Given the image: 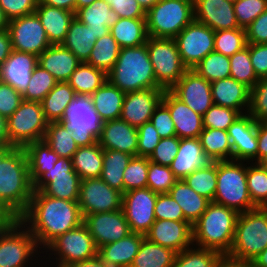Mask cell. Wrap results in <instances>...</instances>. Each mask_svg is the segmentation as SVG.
Wrapping results in <instances>:
<instances>
[{
  "mask_svg": "<svg viewBox=\"0 0 267 267\" xmlns=\"http://www.w3.org/2000/svg\"><path fill=\"white\" fill-rule=\"evenodd\" d=\"M19 220L35 237L43 251L54 239L83 223L78 201L53 198L33 191L27 210Z\"/></svg>",
  "mask_w": 267,
  "mask_h": 267,
  "instance_id": "1",
  "label": "cell"
},
{
  "mask_svg": "<svg viewBox=\"0 0 267 267\" xmlns=\"http://www.w3.org/2000/svg\"><path fill=\"white\" fill-rule=\"evenodd\" d=\"M238 215L234 209L210 202L192 225L193 245L228 255L233 245Z\"/></svg>",
  "mask_w": 267,
  "mask_h": 267,
  "instance_id": "2",
  "label": "cell"
},
{
  "mask_svg": "<svg viewBox=\"0 0 267 267\" xmlns=\"http://www.w3.org/2000/svg\"><path fill=\"white\" fill-rule=\"evenodd\" d=\"M107 80L124 93L161 88L156 82L147 42L137 47L120 48Z\"/></svg>",
  "mask_w": 267,
  "mask_h": 267,
  "instance_id": "3",
  "label": "cell"
},
{
  "mask_svg": "<svg viewBox=\"0 0 267 267\" xmlns=\"http://www.w3.org/2000/svg\"><path fill=\"white\" fill-rule=\"evenodd\" d=\"M33 194L23 148H14L0 163V200L19 218Z\"/></svg>",
  "mask_w": 267,
  "mask_h": 267,
  "instance_id": "4",
  "label": "cell"
},
{
  "mask_svg": "<svg viewBox=\"0 0 267 267\" xmlns=\"http://www.w3.org/2000/svg\"><path fill=\"white\" fill-rule=\"evenodd\" d=\"M41 253L35 237L19 219L0 224V267H43Z\"/></svg>",
  "mask_w": 267,
  "mask_h": 267,
  "instance_id": "5",
  "label": "cell"
},
{
  "mask_svg": "<svg viewBox=\"0 0 267 267\" xmlns=\"http://www.w3.org/2000/svg\"><path fill=\"white\" fill-rule=\"evenodd\" d=\"M213 202L238 213L257 208L248 192L245 161H217V188Z\"/></svg>",
  "mask_w": 267,
  "mask_h": 267,
  "instance_id": "6",
  "label": "cell"
},
{
  "mask_svg": "<svg viewBox=\"0 0 267 267\" xmlns=\"http://www.w3.org/2000/svg\"><path fill=\"white\" fill-rule=\"evenodd\" d=\"M267 248V208L239 213L229 256L251 261Z\"/></svg>",
  "mask_w": 267,
  "mask_h": 267,
  "instance_id": "7",
  "label": "cell"
},
{
  "mask_svg": "<svg viewBox=\"0 0 267 267\" xmlns=\"http://www.w3.org/2000/svg\"><path fill=\"white\" fill-rule=\"evenodd\" d=\"M97 251L93 237L86 225L82 223L80 226L54 239L42 251V254L46 252L45 254L47 255V257L44 254L42 255L46 259H42V264L45 267L47 265L48 267H68L73 263L95 257Z\"/></svg>",
  "mask_w": 267,
  "mask_h": 267,
  "instance_id": "8",
  "label": "cell"
},
{
  "mask_svg": "<svg viewBox=\"0 0 267 267\" xmlns=\"http://www.w3.org/2000/svg\"><path fill=\"white\" fill-rule=\"evenodd\" d=\"M194 20V0H159L147 13L148 36L174 39Z\"/></svg>",
  "mask_w": 267,
  "mask_h": 267,
  "instance_id": "9",
  "label": "cell"
},
{
  "mask_svg": "<svg viewBox=\"0 0 267 267\" xmlns=\"http://www.w3.org/2000/svg\"><path fill=\"white\" fill-rule=\"evenodd\" d=\"M61 122L71 131L78 147L94 145L102 133L103 121L93 108L91 96L76 95Z\"/></svg>",
  "mask_w": 267,
  "mask_h": 267,
  "instance_id": "10",
  "label": "cell"
},
{
  "mask_svg": "<svg viewBox=\"0 0 267 267\" xmlns=\"http://www.w3.org/2000/svg\"><path fill=\"white\" fill-rule=\"evenodd\" d=\"M8 135L15 148H24L35 141H41L47 130L41 102L22 101L7 119Z\"/></svg>",
  "mask_w": 267,
  "mask_h": 267,
  "instance_id": "11",
  "label": "cell"
},
{
  "mask_svg": "<svg viewBox=\"0 0 267 267\" xmlns=\"http://www.w3.org/2000/svg\"><path fill=\"white\" fill-rule=\"evenodd\" d=\"M147 51L157 84L164 90H170L188 70L181 60L175 40L149 36Z\"/></svg>",
  "mask_w": 267,
  "mask_h": 267,
  "instance_id": "12",
  "label": "cell"
},
{
  "mask_svg": "<svg viewBox=\"0 0 267 267\" xmlns=\"http://www.w3.org/2000/svg\"><path fill=\"white\" fill-rule=\"evenodd\" d=\"M80 182V177L73 169L72 159L59 157L54 167L33 183V191H41L57 199L78 201Z\"/></svg>",
  "mask_w": 267,
  "mask_h": 267,
  "instance_id": "13",
  "label": "cell"
},
{
  "mask_svg": "<svg viewBox=\"0 0 267 267\" xmlns=\"http://www.w3.org/2000/svg\"><path fill=\"white\" fill-rule=\"evenodd\" d=\"M215 31L193 20L175 38L183 64L193 69L203 58L214 51Z\"/></svg>",
  "mask_w": 267,
  "mask_h": 267,
  "instance_id": "14",
  "label": "cell"
},
{
  "mask_svg": "<svg viewBox=\"0 0 267 267\" xmlns=\"http://www.w3.org/2000/svg\"><path fill=\"white\" fill-rule=\"evenodd\" d=\"M12 50L41 55L51 43L36 13L12 19L8 23Z\"/></svg>",
  "mask_w": 267,
  "mask_h": 267,
  "instance_id": "15",
  "label": "cell"
},
{
  "mask_svg": "<svg viewBox=\"0 0 267 267\" xmlns=\"http://www.w3.org/2000/svg\"><path fill=\"white\" fill-rule=\"evenodd\" d=\"M158 193L148 187L123 193L122 210L133 233L145 235L156 221L154 207Z\"/></svg>",
  "mask_w": 267,
  "mask_h": 267,
  "instance_id": "16",
  "label": "cell"
},
{
  "mask_svg": "<svg viewBox=\"0 0 267 267\" xmlns=\"http://www.w3.org/2000/svg\"><path fill=\"white\" fill-rule=\"evenodd\" d=\"M123 193L110 187L100 177L81 180L78 205L85 215L122 209Z\"/></svg>",
  "mask_w": 267,
  "mask_h": 267,
  "instance_id": "17",
  "label": "cell"
},
{
  "mask_svg": "<svg viewBox=\"0 0 267 267\" xmlns=\"http://www.w3.org/2000/svg\"><path fill=\"white\" fill-rule=\"evenodd\" d=\"M83 223L93 237L97 249L131 233L122 209L85 215Z\"/></svg>",
  "mask_w": 267,
  "mask_h": 267,
  "instance_id": "18",
  "label": "cell"
},
{
  "mask_svg": "<svg viewBox=\"0 0 267 267\" xmlns=\"http://www.w3.org/2000/svg\"><path fill=\"white\" fill-rule=\"evenodd\" d=\"M170 91L201 116L214 104L211 83L194 69H188Z\"/></svg>",
  "mask_w": 267,
  "mask_h": 267,
  "instance_id": "19",
  "label": "cell"
},
{
  "mask_svg": "<svg viewBox=\"0 0 267 267\" xmlns=\"http://www.w3.org/2000/svg\"><path fill=\"white\" fill-rule=\"evenodd\" d=\"M232 160L257 163V121L248 113L239 116L227 129Z\"/></svg>",
  "mask_w": 267,
  "mask_h": 267,
  "instance_id": "20",
  "label": "cell"
},
{
  "mask_svg": "<svg viewBox=\"0 0 267 267\" xmlns=\"http://www.w3.org/2000/svg\"><path fill=\"white\" fill-rule=\"evenodd\" d=\"M145 238L179 253L193 246V229L187 221L156 220Z\"/></svg>",
  "mask_w": 267,
  "mask_h": 267,
  "instance_id": "21",
  "label": "cell"
},
{
  "mask_svg": "<svg viewBox=\"0 0 267 267\" xmlns=\"http://www.w3.org/2000/svg\"><path fill=\"white\" fill-rule=\"evenodd\" d=\"M162 88L145 89L126 93L120 119L138 128L150 121L155 108L162 101Z\"/></svg>",
  "mask_w": 267,
  "mask_h": 267,
  "instance_id": "22",
  "label": "cell"
},
{
  "mask_svg": "<svg viewBox=\"0 0 267 267\" xmlns=\"http://www.w3.org/2000/svg\"><path fill=\"white\" fill-rule=\"evenodd\" d=\"M194 20L214 31L240 28L233 3L226 0H194Z\"/></svg>",
  "mask_w": 267,
  "mask_h": 267,
  "instance_id": "23",
  "label": "cell"
},
{
  "mask_svg": "<svg viewBox=\"0 0 267 267\" xmlns=\"http://www.w3.org/2000/svg\"><path fill=\"white\" fill-rule=\"evenodd\" d=\"M171 114L176 136L179 139L198 138L203 131L202 116L178 99L170 90H165L161 101Z\"/></svg>",
  "mask_w": 267,
  "mask_h": 267,
  "instance_id": "24",
  "label": "cell"
},
{
  "mask_svg": "<svg viewBox=\"0 0 267 267\" xmlns=\"http://www.w3.org/2000/svg\"><path fill=\"white\" fill-rule=\"evenodd\" d=\"M137 128L126 121L115 119L103 122L102 133L98 139L103 149H112L137 156Z\"/></svg>",
  "mask_w": 267,
  "mask_h": 267,
  "instance_id": "25",
  "label": "cell"
},
{
  "mask_svg": "<svg viewBox=\"0 0 267 267\" xmlns=\"http://www.w3.org/2000/svg\"><path fill=\"white\" fill-rule=\"evenodd\" d=\"M37 65L38 56L12 50L9 57L0 66L1 80L23 94Z\"/></svg>",
  "mask_w": 267,
  "mask_h": 267,
  "instance_id": "26",
  "label": "cell"
},
{
  "mask_svg": "<svg viewBox=\"0 0 267 267\" xmlns=\"http://www.w3.org/2000/svg\"><path fill=\"white\" fill-rule=\"evenodd\" d=\"M212 162L204 152L199 138H186L179 139L177 155L169 167L180 180L197 169L206 168Z\"/></svg>",
  "mask_w": 267,
  "mask_h": 267,
  "instance_id": "27",
  "label": "cell"
},
{
  "mask_svg": "<svg viewBox=\"0 0 267 267\" xmlns=\"http://www.w3.org/2000/svg\"><path fill=\"white\" fill-rule=\"evenodd\" d=\"M213 103L218 106L237 110L247 114L250 104V88L232 77L211 83Z\"/></svg>",
  "mask_w": 267,
  "mask_h": 267,
  "instance_id": "28",
  "label": "cell"
},
{
  "mask_svg": "<svg viewBox=\"0 0 267 267\" xmlns=\"http://www.w3.org/2000/svg\"><path fill=\"white\" fill-rule=\"evenodd\" d=\"M145 235L131 232L123 239L98 248L97 255L108 267H130Z\"/></svg>",
  "mask_w": 267,
  "mask_h": 267,
  "instance_id": "29",
  "label": "cell"
},
{
  "mask_svg": "<svg viewBox=\"0 0 267 267\" xmlns=\"http://www.w3.org/2000/svg\"><path fill=\"white\" fill-rule=\"evenodd\" d=\"M81 61L61 44L51 45L38 56V65L47 70L58 82H67Z\"/></svg>",
  "mask_w": 267,
  "mask_h": 267,
  "instance_id": "30",
  "label": "cell"
},
{
  "mask_svg": "<svg viewBox=\"0 0 267 267\" xmlns=\"http://www.w3.org/2000/svg\"><path fill=\"white\" fill-rule=\"evenodd\" d=\"M35 13L40 18L51 45L62 44L75 13L62 8L44 5L40 1L37 4Z\"/></svg>",
  "mask_w": 267,
  "mask_h": 267,
  "instance_id": "31",
  "label": "cell"
},
{
  "mask_svg": "<svg viewBox=\"0 0 267 267\" xmlns=\"http://www.w3.org/2000/svg\"><path fill=\"white\" fill-rule=\"evenodd\" d=\"M75 17L90 27L97 39L110 33V28L119 20L104 0H95L91 5L78 9Z\"/></svg>",
  "mask_w": 267,
  "mask_h": 267,
  "instance_id": "32",
  "label": "cell"
},
{
  "mask_svg": "<svg viewBox=\"0 0 267 267\" xmlns=\"http://www.w3.org/2000/svg\"><path fill=\"white\" fill-rule=\"evenodd\" d=\"M168 194L179 204L187 222L193 225L206 211L210 201L197 194L183 180H177Z\"/></svg>",
  "mask_w": 267,
  "mask_h": 267,
  "instance_id": "33",
  "label": "cell"
},
{
  "mask_svg": "<svg viewBox=\"0 0 267 267\" xmlns=\"http://www.w3.org/2000/svg\"><path fill=\"white\" fill-rule=\"evenodd\" d=\"M125 95L108 80L91 95L93 108L103 122L120 119Z\"/></svg>",
  "mask_w": 267,
  "mask_h": 267,
  "instance_id": "34",
  "label": "cell"
},
{
  "mask_svg": "<svg viewBox=\"0 0 267 267\" xmlns=\"http://www.w3.org/2000/svg\"><path fill=\"white\" fill-rule=\"evenodd\" d=\"M96 41L97 38L90 27L74 17L61 45L69 49L81 62H87Z\"/></svg>",
  "mask_w": 267,
  "mask_h": 267,
  "instance_id": "35",
  "label": "cell"
},
{
  "mask_svg": "<svg viewBox=\"0 0 267 267\" xmlns=\"http://www.w3.org/2000/svg\"><path fill=\"white\" fill-rule=\"evenodd\" d=\"M110 33L120 48L143 45L149 37L146 18H119L110 28Z\"/></svg>",
  "mask_w": 267,
  "mask_h": 267,
  "instance_id": "36",
  "label": "cell"
},
{
  "mask_svg": "<svg viewBox=\"0 0 267 267\" xmlns=\"http://www.w3.org/2000/svg\"><path fill=\"white\" fill-rule=\"evenodd\" d=\"M103 148L99 143L78 147L72 157L74 171L81 180L100 177L102 173Z\"/></svg>",
  "mask_w": 267,
  "mask_h": 267,
  "instance_id": "37",
  "label": "cell"
},
{
  "mask_svg": "<svg viewBox=\"0 0 267 267\" xmlns=\"http://www.w3.org/2000/svg\"><path fill=\"white\" fill-rule=\"evenodd\" d=\"M28 161L30 181L33 184L47 170L52 169L59 156L44 140L35 141L23 148Z\"/></svg>",
  "mask_w": 267,
  "mask_h": 267,
  "instance_id": "38",
  "label": "cell"
},
{
  "mask_svg": "<svg viewBox=\"0 0 267 267\" xmlns=\"http://www.w3.org/2000/svg\"><path fill=\"white\" fill-rule=\"evenodd\" d=\"M75 90L67 82H58L41 101L45 119L48 122H59L69 103L74 100Z\"/></svg>",
  "mask_w": 267,
  "mask_h": 267,
  "instance_id": "39",
  "label": "cell"
},
{
  "mask_svg": "<svg viewBox=\"0 0 267 267\" xmlns=\"http://www.w3.org/2000/svg\"><path fill=\"white\" fill-rule=\"evenodd\" d=\"M132 157L121 151L103 149V168L100 178L110 187L124 193L123 174Z\"/></svg>",
  "mask_w": 267,
  "mask_h": 267,
  "instance_id": "40",
  "label": "cell"
},
{
  "mask_svg": "<svg viewBox=\"0 0 267 267\" xmlns=\"http://www.w3.org/2000/svg\"><path fill=\"white\" fill-rule=\"evenodd\" d=\"M176 252L143 239L130 267H173Z\"/></svg>",
  "mask_w": 267,
  "mask_h": 267,
  "instance_id": "41",
  "label": "cell"
},
{
  "mask_svg": "<svg viewBox=\"0 0 267 267\" xmlns=\"http://www.w3.org/2000/svg\"><path fill=\"white\" fill-rule=\"evenodd\" d=\"M107 81V74L86 62L76 68L67 83L75 90L77 95L91 96Z\"/></svg>",
  "mask_w": 267,
  "mask_h": 267,
  "instance_id": "42",
  "label": "cell"
},
{
  "mask_svg": "<svg viewBox=\"0 0 267 267\" xmlns=\"http://www.w3.org/2000/svg\"><path fill=\"white\" fill-rule=\"evenodd\" d=\"M198 138L204 152L213 162L232 160V146L227 131L203 128Z\"/></svg>",
  "mask_w": 267,
  "mask_h": 267,
  "instance_id": "43",
  "label": "cell"
},
{
  "mask_svg": "<svg viewBox=\"0 0 267 267\" xmlns=\"http://www.w3.org/2000/svg\"><path fill=\"white\" fill-rule=\"evenodd\" d=\"M43 140L59 157L72 159L78 146L71 131L61 122H48Z\"/></svg>",
  "mask_w": 267,
  "mask_h": 267,
  "instance_id": "44",
  "label": "cell"
},
{
  "mask_svg": "<svg viewBox=\"0 0 267 267\" xmlns=\"http://www.w3.org/2000/svg\"><path fill=\"white\" fill-rule=\"evenodd\" d=\"M120 47L111 33L98 38L86 62L108 74L119 56Z\"/></svg>",
  "mask_w": 267,
  "mask_h": 267,
  "instance_id": "45",
  "label": "cell"
},
{
  "mask_svg": "<svg viewBox=\"0 0 267 267\" xmlns=\"http://www.w3.org/2000/svg\"><path fill=\"white\" fill-rule=\"evenodd\" d=\"M246 177L253 204L267 208V167L263 163L246 162Z\"/></svg>",
  "mask_w": 267,
  "mask_h": 267,
  "instance_id": "46",
  "label": "cell"
},
{
  "mask_svg": "<svg viewBox=\"0 0 267 267\" xmlns=\"http://www.w3.org/2000/svg\"><path fill=\"white\" fill-rule=\"evenodd\" d=\"M197 194L213 202L217 188V162L195 170L183 179Z\"/></svg>",
  "mask_w": 267,
  "mask_h": 267,
  "instance_id": "47",
  "label": "cell"
},
{
  "mask_svg": "<svg viewBox=\"0 0 267 267\" xmlns=\"http://www.w3.org/2000/svg\"><path fill=\"white\" fill-rule=\"evenodd\" d=\"M193 69L201 77L212 83L230 77V58L213 51L203 58Z\"/></svg>",
  "mask_w": 267,
  "mask_h": 267,
  "instance_id": "48",
  "label": "cell"
},
{
  "mask_svg": "<svg viewBox=\"0 0 267 267\" xmlns=\"http://www.w3.org/2000/svg\"><path fill=\"white\" fill-rule=\"evenodd\" d=\"M221 254L215 250L189 247L176 253L173 267H215Z\"/></svg>",
  "mask_w": 267,
  "mask_h": 267,
  "instance_id": "49",
  "label": "cell"
},
{
  "mask_svg": "<svg viewBox=\"0 0 267 267\" xmlns=\"http://www.w3.org/2000/svg\"><path fill=\"white\" fill-rule=\"evenodd\" d=\"M230 58V77L250 89L259 81L250 59V44L234 53Z\"/></svg>",
  "mask_w": 267,
  "mask_h": 267,
  "instance_id": "50",
  "label": "cell"
},
{
  "mask_svg": "<svg viewBox=\"0 0 267 267\" xmlns=\"http://www.w3.org/2000/svg\"><path fill=\"white\" fill-rule=\"evenodd\" d=\"M57 83L53 75L37 65L22 98L24 101L41 102Z\"/></svg>",
  "mask_w": 267,
  "mask_h": 267,
  "instance_id": "51",
  "label": "cell"
},
{
  "mask_svg": "<svg viewBox=\"0 0 267 267\" xmlns=\"http://www.w3.org/2000/svg\"><path fill=\"white\" fill-rule=\"evenodd\" d=\"M246 46V30L244 28L215 31L214 51L218 53L230 57Z\"/></svg>",
  "mask_w": 267,
  "mask_h": 267,
  "instance_id": "52",
  "label": "cell"
},
{
  "mask_svg": "<svg viewBox=\"0 0 267 267\" xmlns=\"http://www.w3.org/2000/svg\"><path fill=\"white\" fill-rule=\"evenodd\" d=\"M148 167V157H132L123 174L124 193L133 189L147 187Z\"/></svg>",
  "mask_w": 267,
  "mask_h": 267,
  "instance_id": "53",
  "label": "cell"
},
{
  "mask_svg": "<svg viewBox=\"0 0 267 267\" xmlns=\"http://www.w3.org/2000/svg\"><path fill=\"white\" fill-rule=\"evenodd\" d=\"M178 179L169 166L149 161L147 187L156 193H168Z\"/></svg>",
  "mask_w": 267,
  "mask_h": 267,
  "instance_id": "54",
  "label": "cell"
},
{
  "mask_svg": "<svg viewBox=\"0 0 267 267\" xmlns=\"http://www.w3.org/2000/svg\"><path fill=\"white\" fill-rule=\"evenodd\" d=\"M239 116L241 114L235 109L213 104L202 116L203 128L227 131Z\"/></svg>",
  "mask_w": 267,
  "mask_h": 267,
  "instance_id": "55",
  "label": "cell"
},
{
  "mask_svg": "<svg viewBox=\"0 0 267 267\" xmlns=\"http://www.w3.org/2000/svg\"><path fill=\"white\" fill-rule=\"evenodd\" d=\"M233 8L237 24L245 29L267 9V0H237Z\"/></svg>",
  "mask_w": 267,
  "mask_h": 267,
  "instance_id": "56",
  "label": "cell"
},
{
  "mask_svg": "<svg viewBox=\"0 0 267 267\" xmlns=\"http://www.w3.org/2000/svg\"><path fill=\"white\" fill-rule=\"evenodd\" d=\"M248 114L257 122L267 118V77L250 89V104Z\"/></svg>",
  "mask_w": 267,
  "mask_h": 267,
  "instance_id": "57",
  "label": "cell"
},
{
  "mask_svg": "<svg viewBox=\"0 0 267 267\" xmlns=\"http://www.w3.org/2000/svg\"><path fill=\"white\" fill-rule=\"evenodd\" d=\"M154 212L156 220L186 221L181 207L168 193L158 194Z\"/></svg>",
  "mask_w": 267,
  "mask_h": 267,
  "instance_id": "58",
  "label": "cell"
},
{
  "mask_svg": "<svg viewBox=\"0 0 267 267\" xmlns=\"http://www.w3.org/2000/svg\"><path fill=\"white\" fill-rule=\"evenodd\" d=\"M137 132V156L149 158L161 139L157 129L153 126L151 121H148L139 126Z\"/></svg>",
  "mask_w": 267,
  "mask_h": 267,
  "instance_id": "59",
  "label": "cell"
},
{
  "mask_svg": "<svg viewBox=\"0 0 267 267\" xmlns=\"http://www.w3.org/2000/svg\"><path fill=\"white\" fill-rule=\"evenodd\" d=\"M178 148L179 138L177 136L162 138L149 157V161L163 166H170L177 155Z\"/></svg>",
  "mask_w": 267,
  "mask_h": 267,
  "instance_id": "60",
  "label": "cell"
},
{
  "mask_svg": "<svg viewBox=\"0 0 267 267\" xmlns=\"http://www.w3.org/2000/svg\"><path fill=\"white\" fill-rule=\"evenodd\" d=\"M150 121L157 129L161 139L176 136L174 122L171 119L169 109L162 102L155 108Z\"/></svg>",
  "mask_w": 267,
  "mask_h": 267,
  "instance_id": "61",
  "label": "cell"
},
{
  "mask_svg": "<svg viewBox=\"0 0 267 267\" xmlns=\"http://www.w3.org/2000/svg\"><path fill=\"white\" fill-rule=\"evenodd\" d=\"M39 0H0L6 18L12 19L35 13Z\"/></svg>",
  "mask_w": 267,
  "mask_h": 267,
  "instance_id": "62",
  "label": "cell"
},
{
  "mask_svg": "<svg viewBox=\"0 0 267 267\" xmlns=\"http://www.w3.org/2000/svg\"><path fill=\"white\" fill-rule=\"evenodd\" d=\"M23 101L22 94L7 83H0V114L9 118Z\"/></svg>",
  "mask_w": 267,
  "mask_h": 267,
  "instance_id": "63",
  "label": "cell"
},
{
  "mask_svg": "<svg viewBox=\"0 0 267 267\" xmlns=\"http://www.w3.org/2000/svg\"><path fill=\"white\" fill-rule=\"evenodd\" d=\"M119 18H146V12L137 0H104Z\"/></svg>",
  "mask_w": 267,
  "mask_h": 267,
  "instance_id": "64",
  "label": "cell"
},
{
  "mask_svg": "<svg viewBox=\"0 0 267 267\" xmlns=\"http://www.w3.org/2000/svg\"><path fill=\"white\" fill-rule=\"evenodd\" d=\"M245 30L247 44L267 43V9L247 26Z\"/></svg>",
  "mask_w": 267,
  "mask_h": 267,
  "instance_id": "65",
  "label": "cell"
},
{
  "mask_svg": "<svg viewBox=\"0 0 267 267\" xmlns=\"http://www.w3.org/2000/svg\"><path fill=\"white\" fill-rule=\"evenodd\" d=\"M250 59L256 76L259 79L267 77V43L250 44Z\"/></svg>",
  "mask_w": 267,
  "mask_h": 267,
  "instance_id": "66",
  "label": "cell"
},
{
  "mask_svg": "<svg viewBox=\"0 0 267 267\" xmlns=\"http://www.w3.org/2000/svg\"><path fill=\"white\" fill-rule=\"evenodd\" d=\"M257 163H263L267 159V126L263 122H257Z\"/></svg>",
  "mask_w": 267,
  "mask_h": 267,
  "instance_id": "67",
  "label": "cell"
},
{
  "mask_svg": "<svg viewBox=\"0 0 267 267\" xmlns=\"http://www.w3.org/2000/svg\"><path fill=\"white\" fill-rule=\"evenodd\" d=\"M15 147H0V163ZM19 219L1 200H0V222H11Z\"/></svg>",
  "mask_w": 267,
  "mask_h": 267,
  "instance_id": "68",
  "label": "cell"
},
{
  "mask_svg": "<svg viewBox=\"0 0 267 267\" xmlns=\"http://www.w3.org/2000/svg\"><path fill=\"white\" fill-rule=\"evenodd\" d=\"M12 51L11 39L7 29L0 30V66Z\"/></svg>",
  "mask_w": 267,
  "mask_h": 267,
  "instance_id": "69",
  "label": "cell"
},
{
  "mask_svg": "<svg viewBox=\"0 0 267 267\" xmlns=\"http://www.w3.org/2000/svg\"><path fill=\"white\" fill-rule=\"evenodd\" d=\"M215 267H253L251 261L238 260L229 255H221Z\"/></svg>",
  "mask_w": 267,
  "mask_h": 267,
  "instance_id": "70",
  "label": "cell"
},
{
  "mask_svg": "<svg viewBox=\"0 0 267 267\" xmlns=\"http://www.w3.org/2000/svg\"><path fill=\"white\" fill-rule=\"evenodd\" d=\"M42 4L76 12V0H39Z\"/></svg>",
  "mask_w": 267,
  "mask_h": 267,
  "instance_id": "71",
  "label": "cell"
},
{
  "mask_svg": "<svg viewBox=\"0 0 267 267\" xmlns=\"http://www.w3.org/2000/svg\"><path fill=\"white\" fill-rule=\"evenodd\" d=\"M0 147H13L8 135L7 118L0 114Z\"/></svg>",
  "mask_w": 267,
  "mask_h": 267,
  "instance_id": "72",
  "label": "cell"
},
{
  "mask_svg": "<svg viewBox=\"0 0 267 267\" xmlns=\"http://www.w3.org/2000/svg\"><path fill=\"white\" fill-rule=\"evenodd\" d=\"M68 267H108V266L99 258L98 255H96L95 257L87 259L85 261L73 263Z\"/></svg>",
  "mask_w": 267,
  "mask_h": 267,
  "instance_id": "73",
  "label": "cell"
},
{
  "mask_svg": "<svg viewBox=\"0 0 267 267\" xmlns=\"http://www.w3.org/2000/svg\"><path fill=\"white\" fill-rule=\"evenodd\" d=\"M253 267H267V248L252 260Z\"/></svg>",
  "mask_w": 267,
  "mask_h": 267,
  "instance_id": "74",
  "label": "cell"
},
{
  "mask_svg": "<svg viewBox=\"0 0 267 267\" xmlns=\"http://www.w3.org/2000/svg\"><path fill=\"white\" fill-rule=\"evenodd\" d=\"M138 4L147 13L159 0H137Z\"/></svg>",
  "mask_w": 267,
  "mask_h": 267,
  "instance_id": "75",
  "label": "cell"
},
{
  "mask_svg": "<svg viewBox=\"0 0 267 267\" xmlns=\"http://www.w3.org/2000/svg\"><path fill=\"white\" fill-rule=\"evenodd\" d=\"M9 20L6 18L3 9L0 7V30L8 28Z\"/></svg>",
  "mask_w": 267,
  "mask_h": 267,
  "instance_id": "76",
  "label": "cell"
},
{
  "mask_svg": "<svg viewBox=\"0 0 267 267\" xmlns=\"http://www.w3.org/2000/svg\"><path fill=\"white\" fill-rule=\"evenodd\" d=\"M95 0H76V11L85 6L91 5Z\"/></svg>",
  "mask_w": 267,
  "mask_h": 267,
  "instance_id": "77",
  "label": "cell"
},
{
  "mask_svg": "<svg viewBox=\"0 0 267 267\" xmlns=\"http://www.w3.org/2000/svg\"><path fill=\"white\" fill-rule=\"evenodd\" d=\"M226 1L231 2V3L234 4L237 0H226Z\"/></svg>",
  "mask_w": 267,
  "mask_h": 267,
  "instance_id": "78",
  "label": "cell"
},
{
  "mask_svg": "<svg viewBox=\"0 0 267 267\" xmlns=\"http://www.w3.org/2000/svg\"><path fill=\"white\" fill-rule=\"evenodd\" d=\"M267 126V118L262 121Z\"/></svg>",
  "mask_w": 267,
  "mask_h": 267,
  "instance_id": "79",
  "label": "cell"
},
{
  "mask_svg": "<svg viewBox=\"0 0 267 267\" xmlns=\"http://www.w3.org/2000/svg\"><path fill=\"white\" fill-rule=\"evenodd\" d=\"M263 164L267 167V159L263 162Z\"/></svg>",
  "mask_w": 267,
  "mask_h": 267,
  "instance_id": "80",
  "label": "cell"
}]
</instances>
